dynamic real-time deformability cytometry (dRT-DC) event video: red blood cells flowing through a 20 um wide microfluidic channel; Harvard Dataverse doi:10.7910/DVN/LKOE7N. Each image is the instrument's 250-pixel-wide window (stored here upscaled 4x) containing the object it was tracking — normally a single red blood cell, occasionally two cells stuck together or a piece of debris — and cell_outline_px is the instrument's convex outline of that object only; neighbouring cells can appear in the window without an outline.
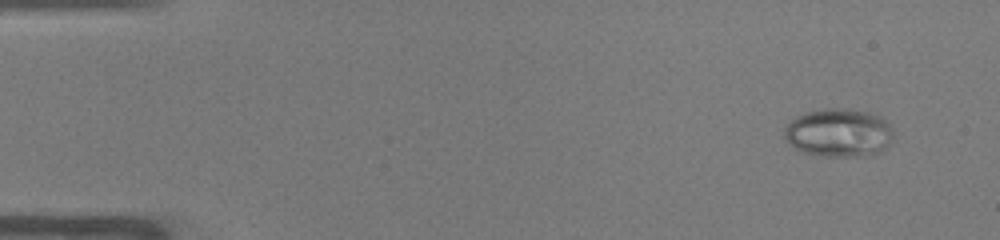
{"species": "common noctule bat (a hibernating species)", "species_latin": "Nyctalus noctula", "temperature_condition": "warm", "stored_images_in_passage": 52, "camera_frame_rate_fps": 3000, "um_per_image_px": 0.085, "animal": {"sex": "male", "body_mass_g": 19.0, "forearm_length_mm": 50.8}, "frame": {"image": 1, "passage_image": 4, "time_ms": 1.0, "image_size_px": [1000, 240], "cell_outline_px": [[892, 140], [888, 148], [880, 152], [864, 156], [824, 156], [804, 152], [796, 148], [784, 136], [784, 128], [796, 116], [808, 112], [828, 108], [848, 108], [868, 112], [880, 116], [892, 128]], "centroid_in_image_um": [71.33, 11.28], "position_along_channel_um": 13.7, "area_um2": 30.63}}
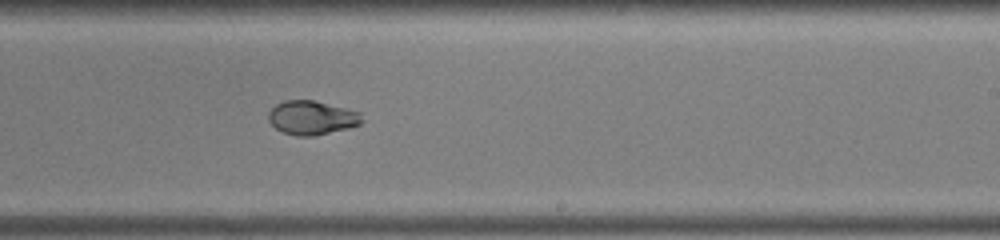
{"frame": {"image": 2, "passage_image": 32, "time_ms": 10.333, "image_size_px": [1000, 240], "cell_outline_px": [[364, 120], [360, 124], [348, 128], [316, 136], [296, 136], [284, 132], [276, 128], [268, 120], [268, 112], [276, 104], [284, 100], [312, 100], [360, 112]], "centroid_in_image_um": [26.5, 10.01], "position_along_channel_um": 262.5, "area_um2": 18.44}}
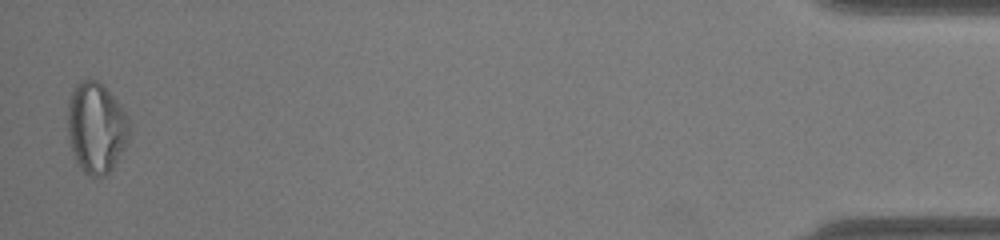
{"frame": {"image": 3, "passage_image": 51, "time_ms": 16.667, "image_size_px": [1000, 240], "cell_outline_px": [[132, 124], [128, 140], [124, 148], [112, 168], [104, 176], [88, 176], [76, 164], [68, 140], [68, 100], [72, 88], [80, 80], [96, 80], [104, 84], [120, 104], [128, 116]], "centroid_in_image_um": [8.18, 10.83], "position_along_channel_um": 427.0, "area_um2": 33.23}, "authors_computed_cell_mechanics": {"area_um2": 24.7095, "velocity_mm_per_s": 3.9469, "shape_relaxation_time_tau1_ms": 7.0275, "shape_relaxation_time_tau2_ms": 1.4534, "deformation_change_tau1": 0.1988, "deformation_change_tau2": 0.0439}}